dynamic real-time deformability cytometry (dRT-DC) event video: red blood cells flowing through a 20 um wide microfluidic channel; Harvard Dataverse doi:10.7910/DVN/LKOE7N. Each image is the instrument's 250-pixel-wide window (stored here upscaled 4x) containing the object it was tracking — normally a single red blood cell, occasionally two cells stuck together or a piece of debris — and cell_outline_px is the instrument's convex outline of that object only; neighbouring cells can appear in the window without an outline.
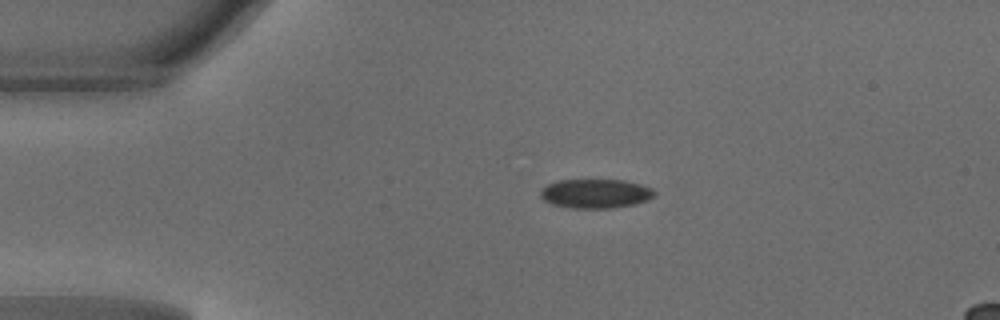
{"species": "common noctule bat (a hibernating species)", "species_latin": "Nyctalus noctula", "temperature_condition": "warm", "stored_images_in_passage": 39, "camera_frame_rate_fps": 3000, "um_per_image_px": 0.085, "animal": {"sex": "male", "body_mass_g": 18.8}, "frame": {"image": 1, "passage_image": 1, "time_ms": 0.0, "image_size_px": [1000, 320], "cell_outline_px": [[656, 196], [648, 200], [632, 204], [612, 208], [572, 208], [552, 204], [544, 200], [540, 196], [540, 192], [548, 184], [560, 180], [624, 180], [640, 184], [652, 188], [656, 192]], "centroid_in_image_um": [50.65, 16.45], "position_along_channel_um": 34.3, "area_um2": 19.31}}
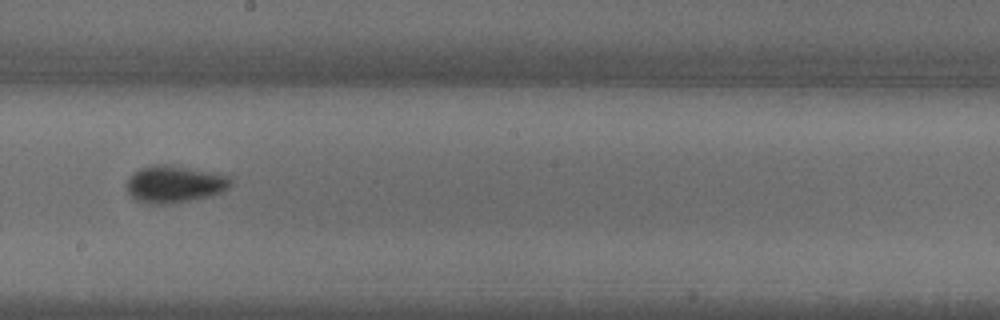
{"frame": {"image": 2, "passage_image": 18, "time_ms": 5.667, "image_size_px": [1000, 320], "cell_outline_px": [[232, 184], [224, 192], [208, 196], [168, 204], [148, 204], [136, 200], [128, 192], [124, 184], [128, 176], [140, 168], [152, 164], [164, 164], [216, 172], [228, 176], [232, 180]], "centroid_in_image_um": [14.8, 15.64], "position_along_channel_um": 233.4, "area_um2": 22.77}}
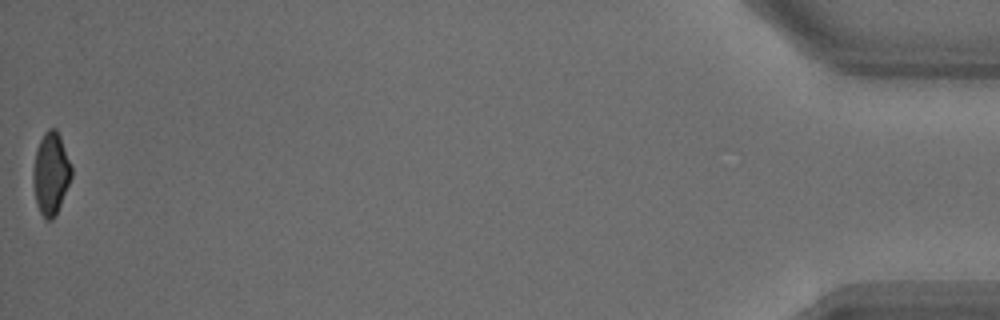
{"frame": {"image": 3, "passage_image": 39, "time_ms": 12.667, "image_size_px": [1000, 320], "cell_outline_px": [[72, 176], [60, 204], [52, 220], [44, 220], [36, 204], [32, 180], [32, 172], [36, 148], [44, 132], [48, 128], [56, 128], [60, 136], [72, 164]], "centroid_in_image_um": [4.31, 14.72], "position_along_channel_um": 430.9, "area_um2": 18.55}, "authors_computed_cell_mechanics": {"area_um2": 20.519, "velocity_mm_per_s": 4.2013, "shape_relaxation_time_tau1_ms": 3.9608, "shape_relaxation_time_tau2_ms": null, "deformation_change_tau1": 0.1095, "deformation_change_tau2": null}}